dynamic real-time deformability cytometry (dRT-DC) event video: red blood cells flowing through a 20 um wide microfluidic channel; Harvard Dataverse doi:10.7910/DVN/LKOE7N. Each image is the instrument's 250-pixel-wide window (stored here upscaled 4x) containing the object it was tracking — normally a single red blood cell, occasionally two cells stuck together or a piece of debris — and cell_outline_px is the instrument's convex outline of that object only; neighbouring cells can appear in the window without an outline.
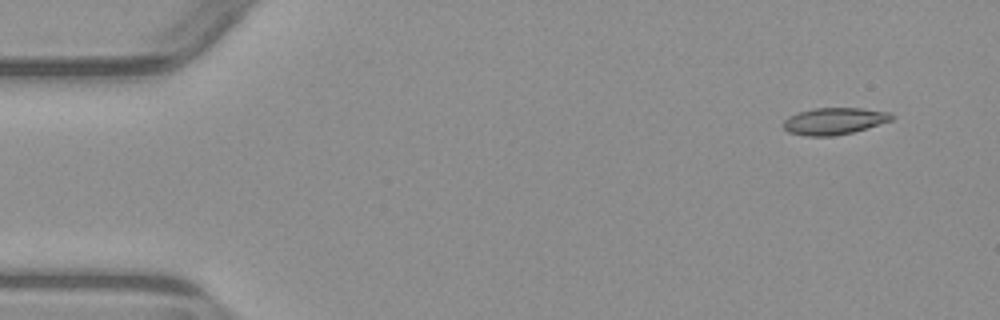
{"species": "common noctule bat (a hibernating species)", "species_latin": "Nyctalus noctula", "temperature_condition": "warm", "stored_images_in_passage": 3, "camera_frame_rate_fps": 3000, "um_per_image_px": 0.085, "animal": {"sex": "male", "body_mass_g": 23.1, "forearm_length_mm": 52.7}, "frame": {"image": 1, "passage_image": 1, "time_ms": 0.0, "image_size_px": [1000, 320], "cell_outline_px": [[896, 116], [892, 120], [868, 128], [836, 136], [808, 136], [788, 132], [780, 124], [788, 116], [800, 112], [816, 108], [860, 108], [888, 112]], "centroid_in_image_um": [70.9, 10.3], "position_along_channel_um": 14.1, "area_um2": 16.99}}